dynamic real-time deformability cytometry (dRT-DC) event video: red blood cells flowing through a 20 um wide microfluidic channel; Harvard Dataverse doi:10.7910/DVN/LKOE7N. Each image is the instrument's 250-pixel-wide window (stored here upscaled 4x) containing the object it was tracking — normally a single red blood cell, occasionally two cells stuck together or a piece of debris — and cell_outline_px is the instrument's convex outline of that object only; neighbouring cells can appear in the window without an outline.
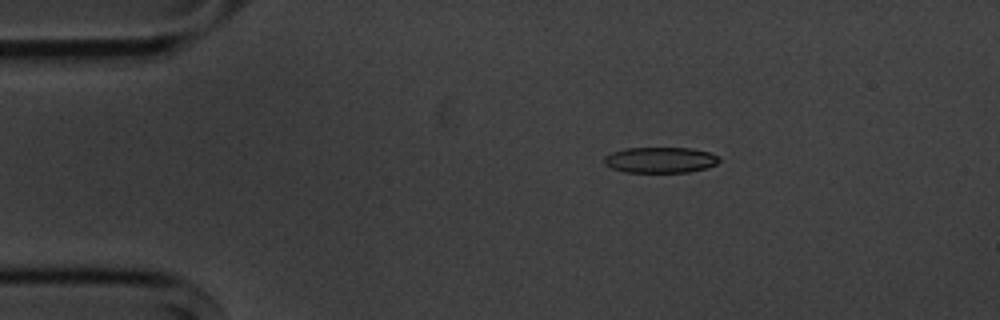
{"species": "common noctule bat (a hibernating species)", "species_latin": "Nyctalus noctula", "temperature_condition": "cold", "stored_images_in_passage": 6, "camera_frame_rate_fps": 3000, "um_per_image_px": 0.085, "animal": {"sex": "male", "body_mass_g": 20.1, "forearm_length_mm": 53.5}, "frame": {"image": 1, "passage_image": 3, "time_ms": 2.333, "image_size_px": [1000, 320], "cell_outline_px": [[720, 160], [716, 164], [708, 168], [688, 172], [624, 172], [612, 168], [604, 164], [604, 156], [612, 152], [624, 148], [692, 148], [712, 152]], "centroid_in_image_um": [56.13, 13.59], "position_along_channel_um": 28.9, "area_um2": 17.4}}
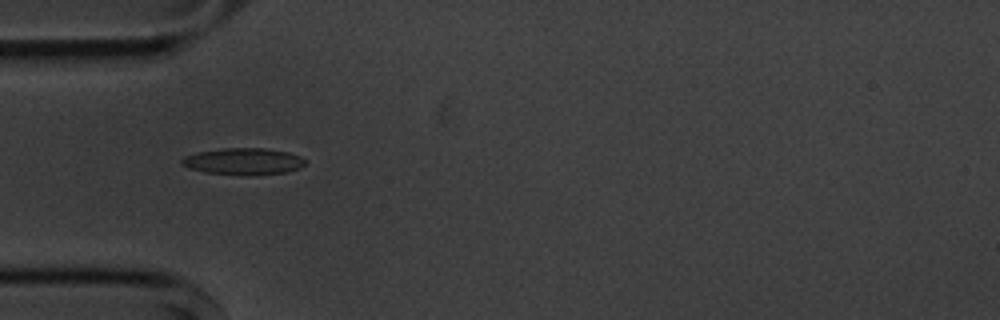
{"frame": {"image": 2, "passage_image": 5, "time_ms": 4.667, "image_size_px": [1000, 320], "cell_outline_px": [[308, 160], [300, 168], [284, 172], [252, 176], [244, 176], [204, 172], [188, 168], [180, 164], [180, 160], [184, 156], [200, 152], [224, 148], [264, 148], [288, 152], [300, 156]], "centroid_in_image_um": [20.69, 13.73], "position_along_channel_um": 64.3, "area_um2": 19.42}}
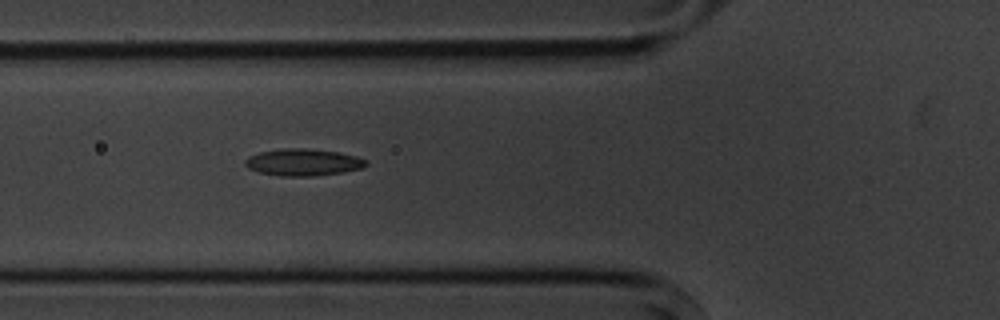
{"frame": {"image": 3, "passage_image": 6, "time_ms": 5.667, "image_size_px": [1000, 320], "cell_outline_px": [[368, 164], [364, 168], [344, 172], [312, 176], [280, 176], [260, 172], [248, 168], [244, 164], [244, 160], [248, 156], [260, 152], [284, 148], [308, 148], [340, 152], [356, 156], [368, 160]], "centroid_in_image_um": [25.8, 13.79], "position_along_channel_um": 100.0, "area_um2": 19.19}}